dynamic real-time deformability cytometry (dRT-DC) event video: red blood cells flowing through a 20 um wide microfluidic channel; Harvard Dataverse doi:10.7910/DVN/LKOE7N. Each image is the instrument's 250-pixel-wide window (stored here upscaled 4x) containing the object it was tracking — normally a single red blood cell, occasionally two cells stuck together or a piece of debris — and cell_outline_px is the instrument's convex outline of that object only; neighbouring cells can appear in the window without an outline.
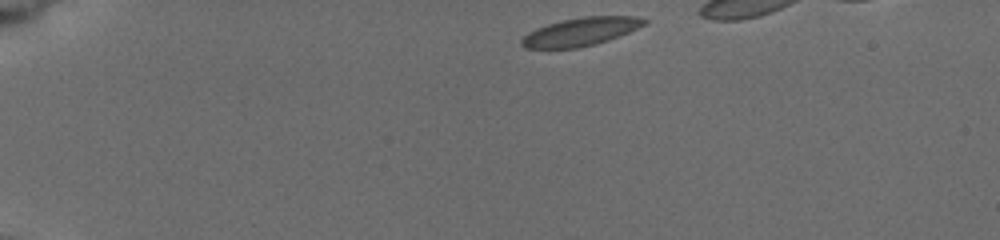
{"species": "common noctule bat (a hibernating species)", "species_latin": "Nyctalus noctula", "temperature_condition": "cold", "stored_images_in_passage": 6, "camera_frame_rate_fps": 3000, "um_per_image_px": 0.085, "animal": {"sex": "female", "body_mass_g": 19.5, "forearm_length_mm": 54.1}, "frame": {"image": 1, "passage_image": 1, "time_ms": 0.0, "image_size_px": [1000, 240], "cell_outline_px": [[648, 20], [644, 24], [628, 32], [608, 40], [576, 48], [524, 48], [520, 44], [520, 40], [528, 32], [536, 28], [560, 20], [580, 16], [636, 16]], "centroid_in_image_um": [49.31, 2.68], "position_along_channel_um": 35.7, "area_um2": 20.0}}
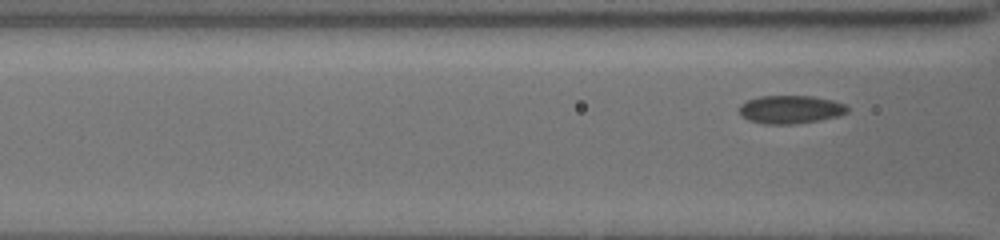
{"frame": {"image": 2, "passage_image": 6, "time_ms": 5.667, "image_size_px": [1000, 240], "cell_outline_px": [[848, 112], [840, 116], [820, 120], [792, 124], [764, 124], [748, 120], [740, 116], [740, 104], [748, 100], [760, 96], [812, 96], [832, 100], [844, 104], [848, 108]], "centroid_in_image_um": [67.19, 9.31], "position_along_channel_um": 99.4, "area_um2": 17.8}}